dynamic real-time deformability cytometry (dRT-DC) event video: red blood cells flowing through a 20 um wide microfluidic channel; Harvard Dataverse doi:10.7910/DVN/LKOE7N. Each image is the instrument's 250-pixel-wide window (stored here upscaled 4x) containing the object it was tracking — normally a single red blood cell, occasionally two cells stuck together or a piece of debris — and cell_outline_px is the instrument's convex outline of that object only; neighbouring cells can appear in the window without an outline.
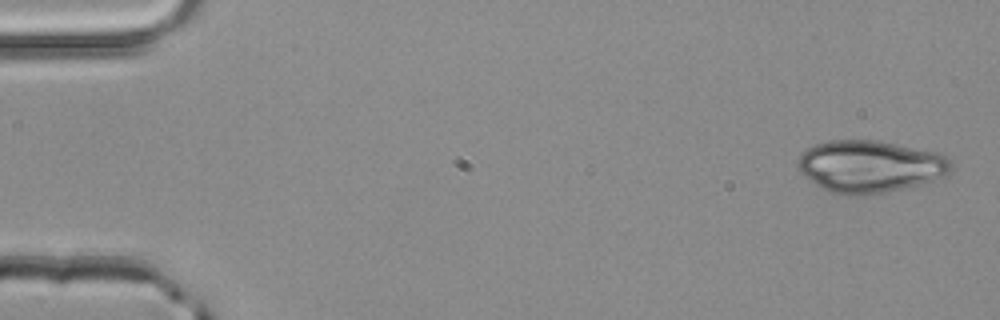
{"species": "common noctule bat (a hibernating species)", "species_latin": "Nyctalus noctula", "temperature_condition": "room temperature", "stored_images_in_passage": 3, "camera_frame_rate_fps": 3000, "um_per_image_px": 0.085, "animal": {"sex": "male", "body_mass_g": 20.4}, "frame": {"image": 1, "passage_image": 1, "time_ms": 0.0, "image_size_px": [1000, 320], "cell_outline_px": [[952, 168], [944, 176], [932, 180], [904, 188], [884, 192], [860, 196], [848, 196], [832, 192], [816, 184], [804, 176], [796, 168], [796, 164], [800, 156], [808, 148], [816, 144], [832, 140], [880, 140], [932, 152], [944, 156], [952, 164]], "centroid_in_image_um": [73.9, 14.15], "position_along_channel_um": 11.1, "area_um2": 46.12}}